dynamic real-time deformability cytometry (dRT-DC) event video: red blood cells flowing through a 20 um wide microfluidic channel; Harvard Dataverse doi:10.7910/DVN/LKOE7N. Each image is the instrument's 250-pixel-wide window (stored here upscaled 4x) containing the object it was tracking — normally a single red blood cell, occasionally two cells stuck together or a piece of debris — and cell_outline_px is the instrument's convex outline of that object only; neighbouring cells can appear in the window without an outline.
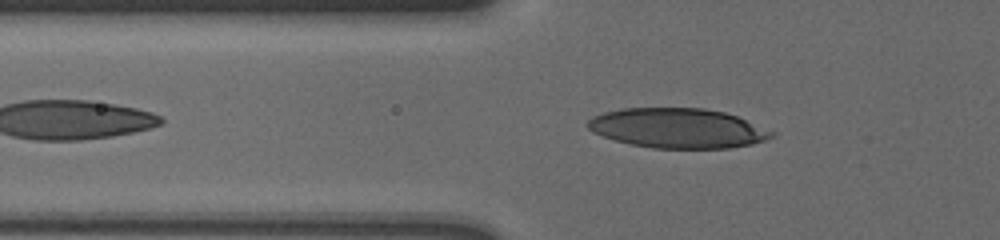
{"species": "human", "species_latin": "Homo sapiens", "temperature_condition": "cold", "stored_images_in_passage": 39, "camera_frame_rate_fps": 3000, "um_per_image_px": 0.085, "donor": {"sex": "male"}, "frame": {"image": 1, "passage_image": 7, "time_ms": 2.0, "image_size_px": [1000, 240], "cell_outline_px": [[776, 132], [772, 136], [764, 140], [752, 144], [728, 148], [652, 148], [632, 144], [616, 140], [592, 132], [584, 124], [592, 116], [604, 112], [620, 108], [704, 108], [724, 112], [736, 116]], "centroid_in_image_um": [57.57, 10.89], "position_along_channel_um": 68.2, "area_um2": 42.54}}
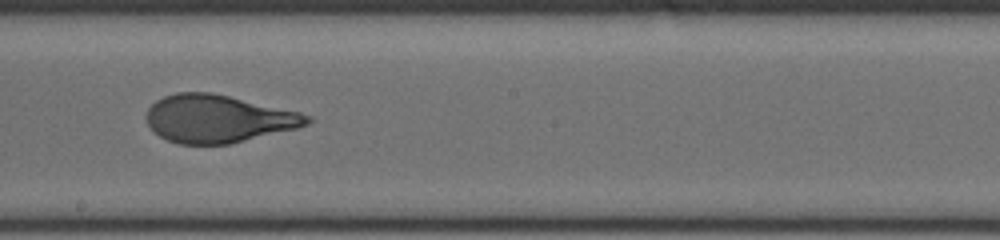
{"frame": {"image": 2, "passage_image": 21, "time_ms": 6.667, "image_size_px": [1000, 240], "cell_outline_px": [[312, 120], [308, 124], [300, 128], [232, 144], [176, 144], [152, 132], [148, 124], [148, 108], [156, 100], [164, 96], [176, 92], [212, 92], [300, 112], [312, 116]], "centroid_in_image_um": [18.57, 10.1], "position_along_channel_um": 229.6, "area_um2": 45.03}}
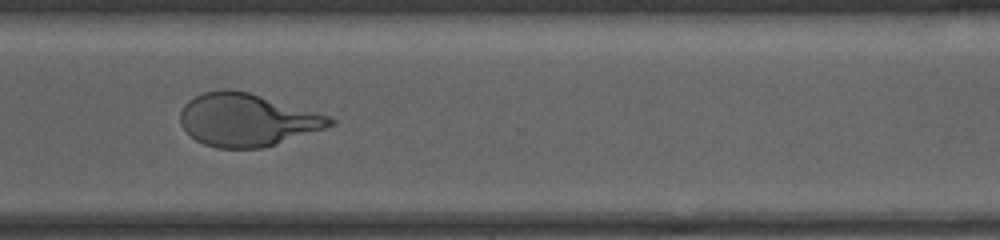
{"frame": {"image": 3, "passage_image": 31, "time_ms": 10.0, "image_size_px": [1000, 240], "cell_outline_px": [[336, 124], [324, 128], [260, 148], [216, 148], [204, 144], [196, 140], [180, 124], [180, 112], [184, 104], [188, 100], [204, 92], [224, 88], [228, 88], [248, 92], [328, 116], [336, 120]], "centroid_in_image_um": [20.93, 10.18], "position_along_channel_um": 349.7, "area_um2": 45.26}, "authors_computed_cell_mechanics": {"area_um2": 44.8528, "velocity_mm_per_s": 3.6192, "shape_relaxation_time_tau1_ms": 4.2727, "shape_relaxation_time_tau2_ms": null, "deformation_change_tau1": 0.1838, "deformation_change_tau2": null}}